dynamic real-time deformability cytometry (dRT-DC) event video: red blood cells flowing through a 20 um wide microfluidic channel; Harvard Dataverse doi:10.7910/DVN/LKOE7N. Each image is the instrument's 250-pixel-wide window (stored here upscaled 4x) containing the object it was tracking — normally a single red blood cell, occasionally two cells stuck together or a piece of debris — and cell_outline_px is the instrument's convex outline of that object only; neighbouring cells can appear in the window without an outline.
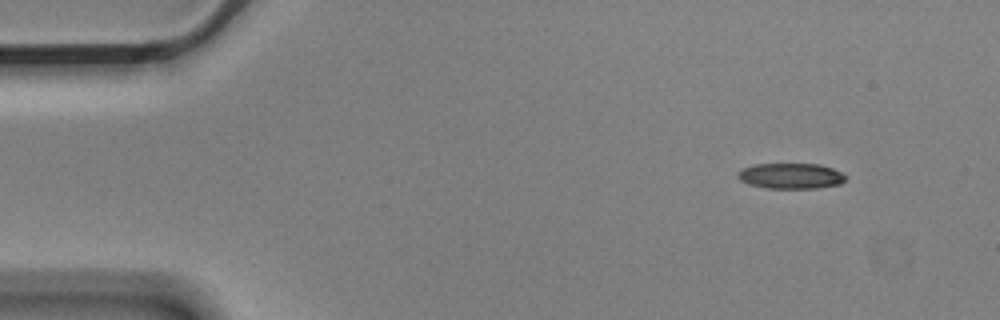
{"species": "Egyptian fruit bat (a non-hibernating species)", "species_latin": "Rousettus aegyptiacus", "temperature_condition": "cold", "stored_images_in_passage": 4, "camera_frame_rate_fps": 3000, "um_per_image_px": 0.085, "animal": {"sex": "male"}, "frame": {"image": 1, "passage_image": 1, "time_ms": 0.0, "image_size_px": [1000, 320], "cell_outline_px": [[848, 176], [840, 184], [816, 188], [768, 188], [748, 184], [740, 180], [736, 176], [736, 172], [752, 164], [820, 164], [832, 168]], "centroid_in_image_um": [67.2, 14.95], "position_along_channel_um": 17.8, "area_um2": 16.13}}